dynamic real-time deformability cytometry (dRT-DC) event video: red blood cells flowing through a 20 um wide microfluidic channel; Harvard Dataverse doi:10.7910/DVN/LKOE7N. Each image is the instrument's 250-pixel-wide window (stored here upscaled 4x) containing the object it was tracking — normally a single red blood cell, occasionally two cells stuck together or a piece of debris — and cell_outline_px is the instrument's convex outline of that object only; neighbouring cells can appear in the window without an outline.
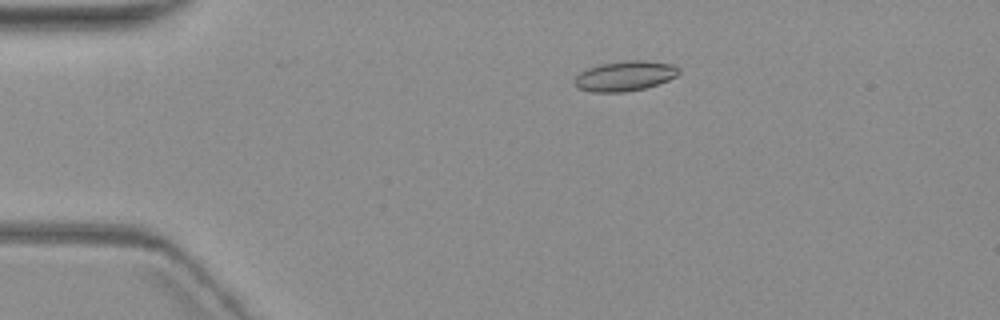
{"species": "common noctule bat (a hibernating species)", "species_latin": "Nyctalus noctula", "temperature_condition": "warm", "stored_images_in_passage": 2, "camera_frame_rate_fps": 3000, "um_per_image_px": 0.085, "animal": {"sex": "female", "body_mass_g": 19.3, "forearm_length_mm": 54.1}, "frame": {"image": 1, "passage_image": 1, "time_ms": 0.0, "image_size_px": [1000, 320], "cell_outline_px": [[680, 72], [676, 76], [668, 80], [644, 88], [624, 92], [592, 92], [576, 88], [572, 84], [572, 80], [580, 72], [588, 68], [600, 64], [628, 60], [644, 60], [672, 64], [680, 68]], "centroid_in_image_um": [53.07, 6.46], "position_along_channel_um": 31.9, "area_um2": 18.38}}